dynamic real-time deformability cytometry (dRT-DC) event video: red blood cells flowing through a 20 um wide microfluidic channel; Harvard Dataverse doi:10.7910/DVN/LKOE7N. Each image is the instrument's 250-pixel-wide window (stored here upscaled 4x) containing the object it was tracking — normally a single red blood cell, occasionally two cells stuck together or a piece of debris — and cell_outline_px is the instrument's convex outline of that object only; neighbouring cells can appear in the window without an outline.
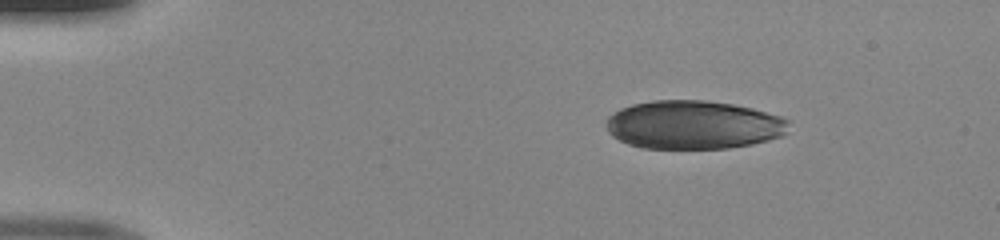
{"species": "human", "species_latin": "Homo sapiens", "temperature_condition": "room temperature", "stored_images_in_passage": 42, "camera_frame_rate_fps": 3000, "um_per_image_px": 0.085, "donor": {"sex": "male"}, "frame": {"image": 1, "passage_image": 1, "time_ms": 0.0, "image_size_px": [1000, 240], "cell_outline_px": [[792, 120], [788, 132], [784, 136], [752, 144], [728, 148], [644, 148], [628, 144], [612, 136], [608, 132], [604, 124], [608, 116], [612, 112], [620, 108], [632, 104], [652, 100], [704, 100], [732, 104], [752, 108], [780, 116]], "centroid_in_image_um": [58.95, 10.6], "position_along_channel_um": 26.0, "area_um2": 52.19}}
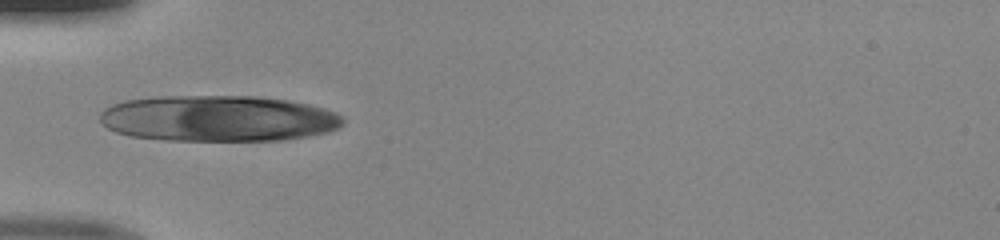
{"frame": {"image": 2, "passage_image": 10, "time_ms": 3.0, "image_size_px": [1000, 240], "cell_outline_px": [[344, 124], [340, 128], [328, 132], [308, 136], [284, 140], [164, 140], [132, 136], [116, 132], [108, 128], [100, 120], [100, 112], [104, 108], [112, 104], [124, 100], [152, 96], [260, 96], [288, 100], [308, 104], [324, 108], [336, 112], [344, 120]], "centroid_in_image_um": [18.56, 10.06], "position_along_channel_um": 66.4, "area_um2": 65.72}}
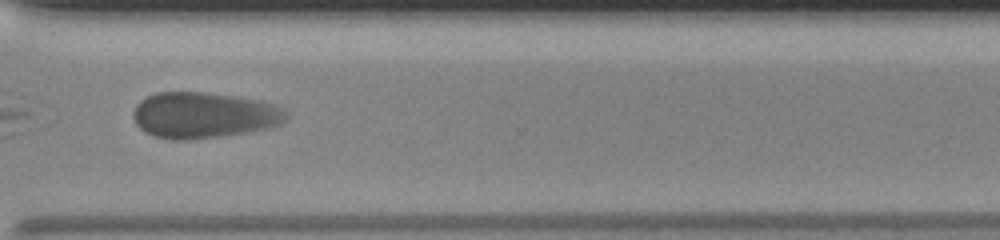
{"frame": {"image": 3, "passage_image": 32, "time_ms": 10.333, "image_size_px": [1000, 240], "cell_outline_px": [[288, 120], [280, 124], [264, 128], [244, 132], [220, 136], [188, 140], [172, 140], [152, 136], [144, 132], [136, 124], [132, 116], [132, 112], [136, 104], [140, 100], [156, 92], [204, 92], [260, 100], [284, 108], [288, 112]], "centroid_in_image_um": [17.29, 9.79], "position_along_channel_um": 353.3, "area_um2": 41.15}}